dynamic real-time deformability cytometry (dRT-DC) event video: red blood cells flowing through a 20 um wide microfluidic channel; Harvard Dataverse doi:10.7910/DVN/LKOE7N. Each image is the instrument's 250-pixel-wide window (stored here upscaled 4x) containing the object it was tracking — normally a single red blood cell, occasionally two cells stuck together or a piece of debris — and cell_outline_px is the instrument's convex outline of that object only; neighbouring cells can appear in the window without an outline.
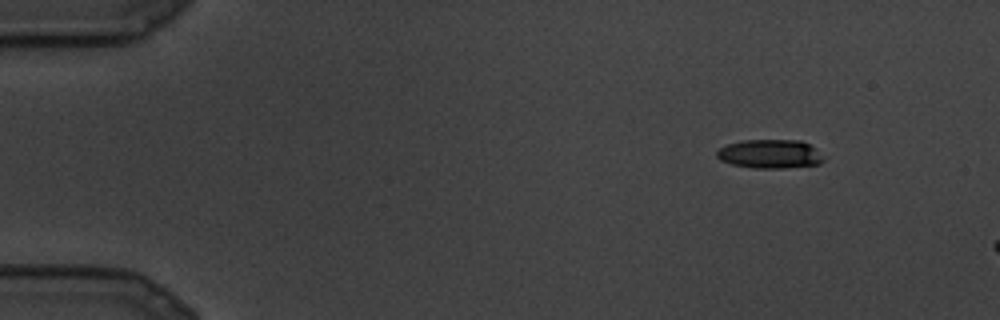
{"species": "common noctule bat (a hibernating species)", "species_latin": "Nyctalus noctula", "temperature_condition": "cold", "stored_images_in_passage": 5, "camera_frame_rate_fps": 3000, "um_per_image_px": 0.085, "animal": {"sex": "male", "body_mass_g": 19.5, "forearm_length_mm": 54.6}, "frame": {"image": 1, "passage_image": 3, "time_ms": 0.667, "image_size_px": [1000, 320], "cell_outline_px": [[828, 156], [820, 164], [784, 168], [756, 168], [732, 164], [720, 160], [716, 156], [716, 152], [720, 148], [728, 144], [740, 140], [800, 140], [816, 148]], "centroid_in_image_um": [65.51, 13.08], "position_along_channel_um": 19.5, "area_um2": 18.21}}